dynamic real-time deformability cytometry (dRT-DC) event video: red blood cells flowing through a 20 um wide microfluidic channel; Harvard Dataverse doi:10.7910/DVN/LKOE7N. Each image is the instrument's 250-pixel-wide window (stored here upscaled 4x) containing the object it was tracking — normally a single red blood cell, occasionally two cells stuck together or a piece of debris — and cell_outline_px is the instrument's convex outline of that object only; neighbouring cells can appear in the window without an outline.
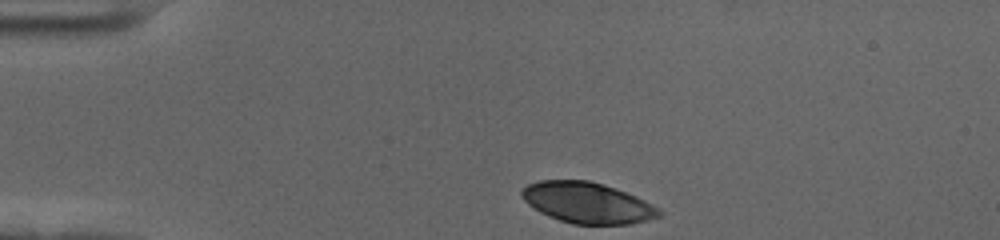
{"species": "human", "species_latin": "Homo sapiens", "temperature_condition": "cold", "stored_images_in_passage": 37, "camera_frame_rate_fps": 3000, "um_per_image_px": 0.085, "donor": {"sex": "female"}, "frame": {"image": 1, "passage_image": 1, "time_ms": 0.0, "image_size_px": [1000, 240], "cell_outline_px": [[664, 212], [660, 216], [648, 220], [632, 224], [572, 224], [548, 216], [540, 212], [528, 204], [520, 196], [520, 192], [528, 184], [540, 180], [588, 180], [604, 184], [616, 188], [636, 196], [660, 208]], "centroid_in_image_um": [49.95, 17.23], "position_along_channel_um": 35.1, "area_um2": 32.89}}
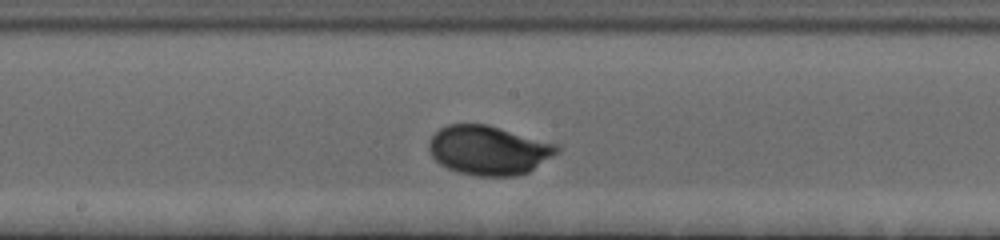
{"frame": {"image": 2, "passage_image": 20, "time_ms": 6.333, "image_size_px": [1000, 240], "cell_outline_px": [[560, 152], [528, 172], [516, 176], [480, 176], [456, 172], [440, 164], [432, 156], [428, 148], [428, 144], [432, 136], [440, 128], [448, 124], [488, 124], [556, 144], [560, 148]], "centroid_in_image_um": [41.53, 12.77], "position_along_channel_um": 206.7, "area_um2": 36.7}}
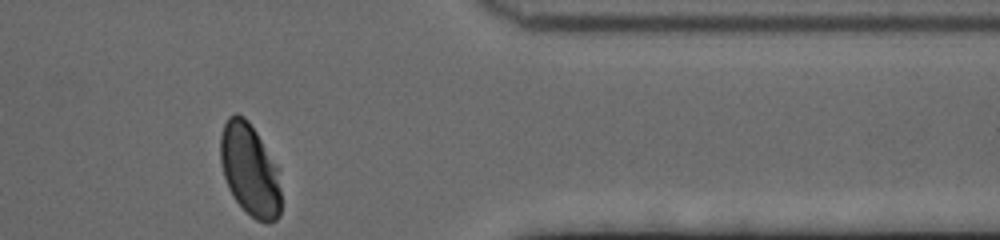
{"frame": {"image": 3, "passage_image": 37, "time_ms": 12.0, "image_size_px": [1000, 240], "cell_outline_px": [[280, 216], [276, 220], [268, 224], [256, 220], [232, 196], [228, 188], [220, 164], [220, 136], [224, 124], [228, 116], [236, 112], [244, 116], [248, 120], [256, 132], [276, 168], [280, 188]], "centroid_in_image_um": [21.2, 14.43], "position_along_channel_um": 390.2, "area_um2": 32.25}, "authors_computed_cell_mechanics": {"area_um2": 34.391, "velocity_mm_per_s": 3.5071, "shape_relaxation_time_tau1_ms": 2.3872, "shape_relaxation_time_tau2_ms": null, "deformation_change_tau1": 0.1488, "deformation_change_tau2": null}}